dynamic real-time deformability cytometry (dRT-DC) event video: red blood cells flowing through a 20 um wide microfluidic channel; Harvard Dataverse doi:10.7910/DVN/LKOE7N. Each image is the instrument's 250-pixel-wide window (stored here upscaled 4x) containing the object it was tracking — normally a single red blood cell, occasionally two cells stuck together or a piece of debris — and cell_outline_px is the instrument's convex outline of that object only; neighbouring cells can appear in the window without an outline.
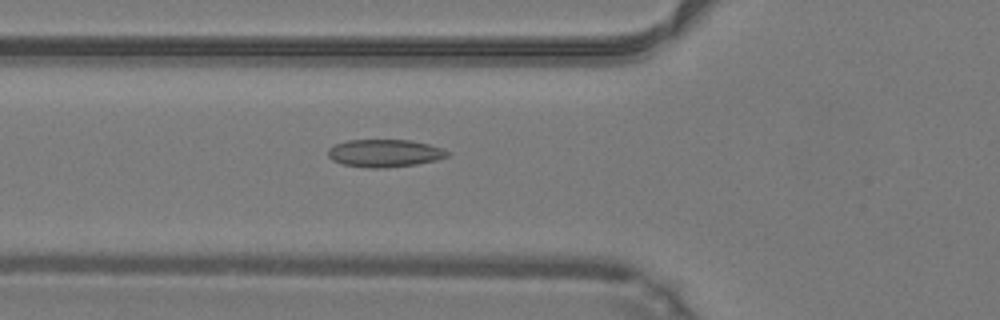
{"species": "common noctule bat (a hibernating species)", "species_latin": "Nyctalus noctula", "temperature_condition": "warm", "stored_images_in_passage": 49, "camera_frame_rate_fps": 3000, "um_per_image_px": 0.085, "animal": {"sex": "male", "body_mass_g": 19.2, "forearm_length_mm": 51.8}, "frame": {"image": 1, "passage_image": 18, "time_ms": 5.667, "image_size_px": [1000, 320], "cell_outline_px": [[452, 152], [448, 156], [436, 160], [416, 164], [384, 168], [368, 168], [344, 164], [332, 160], [328, 156], [328, 148], [336, 144], [348, 140], [412, 140], [444, 148]], "centroid_in_image_um": [32.73, 13.02], "position_along_channel_um": 93.1, "area_um2": 19.31}}
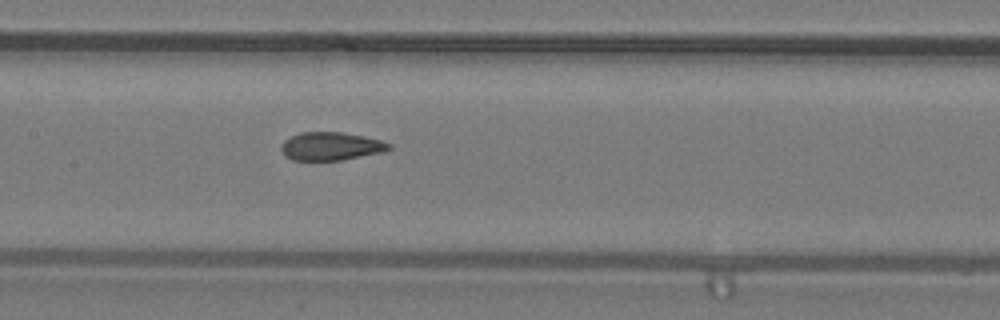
{"frame": {"image": 2, "passage_image": 24, "time_ms": 7.667, "image_size_px": [1000, 320], "cell_outline_px": [[392, 148], [380, 152], [344, 160], [292, 160], [284, 156], [280, 148], [284, 140], [288, 136], [300, 132], [344, 132], [380, 140], [392, 144]], "centroid_in_image_um": [28.08, 12.42], "position_along_channel_um": 179.3, "area_um2": 17.8}}
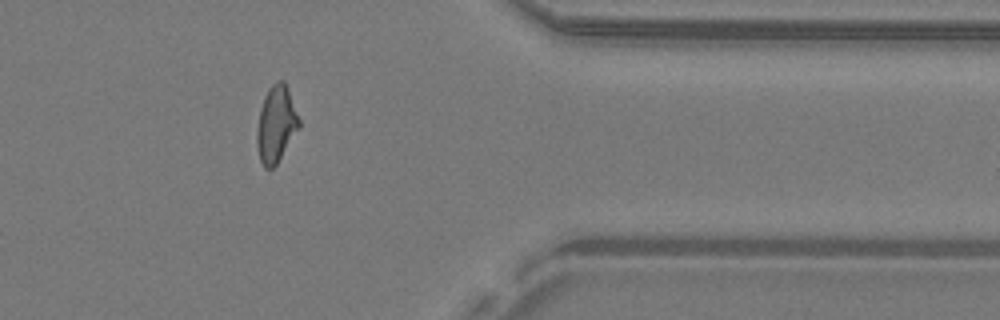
{"frame": {"image": 3, "passage_image": 40, "time_ms": 13.0, "image_size_px": [1000, 320], "cell_outline_px": [[300, 128], [276, 164], [272, 168], [264, 168], [260, 160], [256, 144], [256, 132], [260, 108], [264, 96], [268, 88], [276, 80], [284, 80], [300, 120]], "centroid_in_image_um": [23.46, 10.55], "position_along_channel_um": 387.9, "area_um2": 18.84}, "authors_computed_cell_mechanics": {"area_um2": 18.6694, "velocity_mm_per_s": 4.2575, "shape_relaxation_time_tau1_ms": null, "shape_relaxation_time_tau2_ms": 1.6228, "deformation_change_tau1": null, "deformation_change_tau2": 0.0826}}